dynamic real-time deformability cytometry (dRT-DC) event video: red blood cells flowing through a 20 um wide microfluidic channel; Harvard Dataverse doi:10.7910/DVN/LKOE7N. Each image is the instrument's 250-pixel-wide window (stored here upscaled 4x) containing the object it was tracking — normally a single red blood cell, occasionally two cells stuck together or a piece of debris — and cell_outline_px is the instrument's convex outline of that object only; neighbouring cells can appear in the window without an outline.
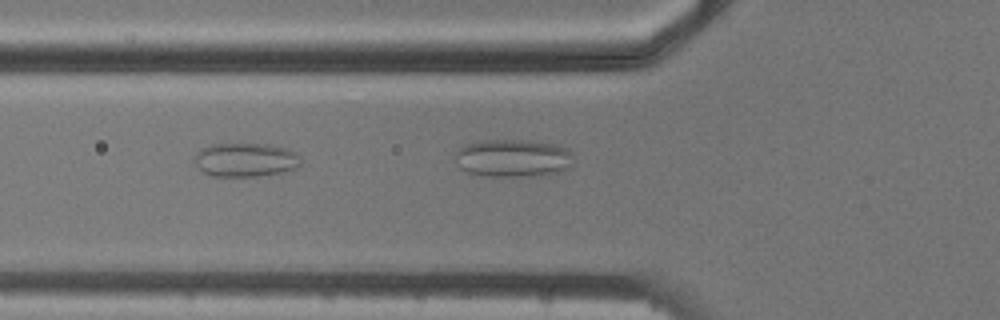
{"species": "common noctule bat (a hibernating species)", "species_latin": "Nyctalus noctula", "temperature_condition": "cold", "stored_images_in_passage": 6, "camera_frame_rate_fps": 3000, "um_per_image_px": 0.085, "animal": {"sex": "male", "body_mass_g": 20.5, "forearm_length_mm": 52.5}, "frame": {"image": 1, "passage_image": 5, "time_ms": 5.333, "image_size_px": [1000, 320], "cell_outline_px": [[300, 168], [288, 172], [256, 176], [212, 176], [204, 172], [192, 160], [204, 148], [212, 144], [268, 144], [288, 148], [296, 152], [300, 156]], "centroid_in_image_um": [20.96, 13.59], "position_along_channel_um": 104.8, "area_um2": 21.1}}